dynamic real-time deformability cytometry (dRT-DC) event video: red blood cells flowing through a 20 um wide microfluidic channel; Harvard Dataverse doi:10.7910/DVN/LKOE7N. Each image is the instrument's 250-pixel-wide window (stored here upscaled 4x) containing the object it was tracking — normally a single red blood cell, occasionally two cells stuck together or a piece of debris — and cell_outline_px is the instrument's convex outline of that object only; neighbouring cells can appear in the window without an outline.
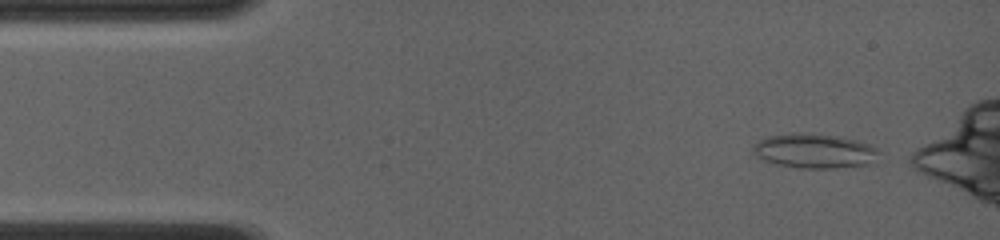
{"species": "common noctule bat (a hibernating species)", "species_latin": "Nyctalus noctula", "temperature_condition": "room temperature", "stored_images_in_passage": 56, "camera_frame_rate_fps": 4000, "um_per_image_px": 0.085, "animal": {"sex": "female", "body_mass_g": 19.0, "forearm_length_mm": 56.7}, "frame": {"image": 1, "passage_image": 2, "time_ms": 0.25, "image_size_px": [1000, 240], "cell_outline_px": [[880, 152], [868, 164], [832, 168], [800, 168], [776, 164], [764, 160], [756, 156], [752, 152], [752, 144], [768, 136], [792, 132], [800, 132], [840, 136], [856, 140], [868, 144], [876, 148]], "centroid_in_image_um": [69.16, 12.81], "position_along_channel_um": 15.8, "area_um2": 25.32}}
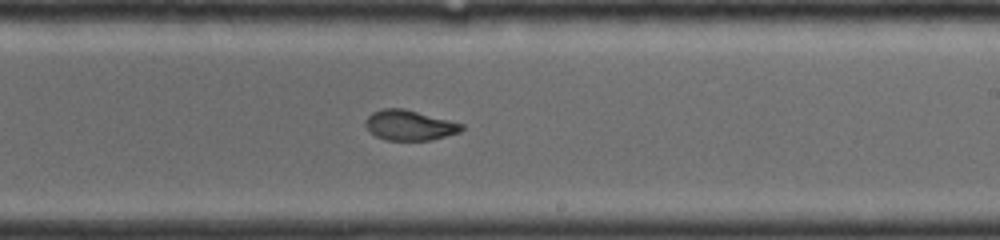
{"frame": {"image": 2, "passage_image": 33, "time_ms": 8.0, "image_size_px": [1000, 240], "cell_outline_px": [[464, 128], [460, 132], [432, 140], [384, 140], [376, 136], [364, 124], [364, 120], [372, 112], [384, 108], [404, 108], [464, 124]], "centroid_in_image_um": [34.81, 10.64], "position_along_channel_um": 254.2, "area_um2": 16.94}}
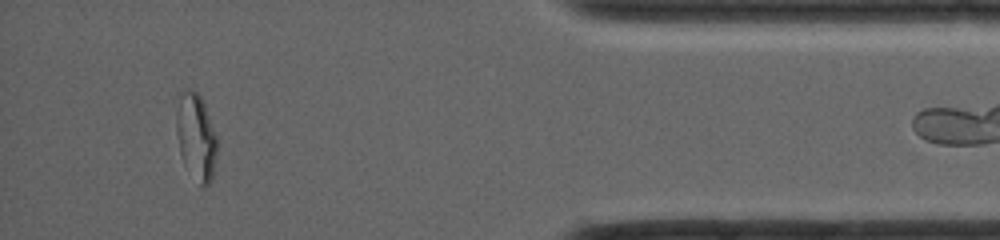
{"frame": {"image": 3, "passage_image": 52, "time_ms": 12.75, "image_size_px": [1000, 240], "cell_outline_px": [[216, 156], [212, 180], [204, 188], [200, 184], [184, 164], [180, 152], [176, 132], [176, 112], [180, 96], [188, 88], [196, 92], [200, 96], [204, 104], [216, 136]], "centroid_in_image_um": [16.66, 11.65], "position_along_channel_um": 418.5, "area_um2": 20.11}}